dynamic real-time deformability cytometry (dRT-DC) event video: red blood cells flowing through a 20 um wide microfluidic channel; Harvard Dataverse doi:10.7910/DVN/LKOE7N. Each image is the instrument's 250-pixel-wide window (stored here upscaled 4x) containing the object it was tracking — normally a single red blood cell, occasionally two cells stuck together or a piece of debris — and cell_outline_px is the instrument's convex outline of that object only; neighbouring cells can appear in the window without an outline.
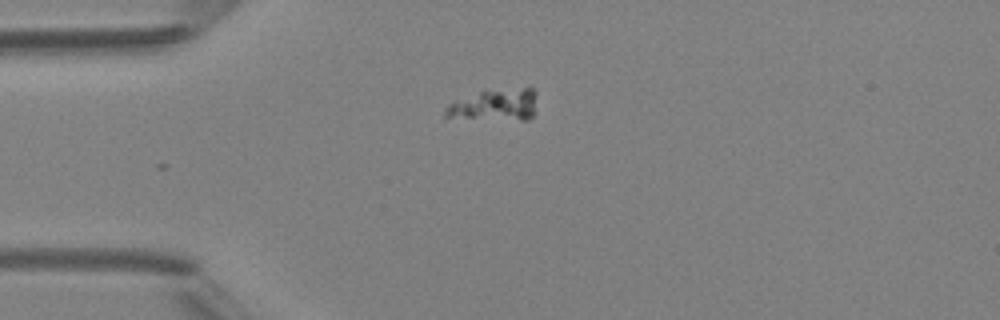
{"species": "Egyptian fruit bat (a non-hibernating species)", "species_latin": "Rousettus aegyptiacus", "temperature_condition": "room temperature", "stored_images_in_passage": 4, "camera_frame_rate_fps": 3000, "um_per_image_px": 0.085, "animal": {"sex": "female"}, "frame": {"image": 1, "passage_image": 1, "time_ms": 0.0, "image_size_px": [1000, 320], "cell_outline_px": [[536, 112], [528, 120], [520, 120], [444, 116], [444, 108], [448, 104], [456, 100], [480, 92], [524, 88], [532, 88], [536, 92]], "centroid_in_image_um": [42.13, 8.93], "position_along_channel_um": 42.9, "area_um2": 16.53}}
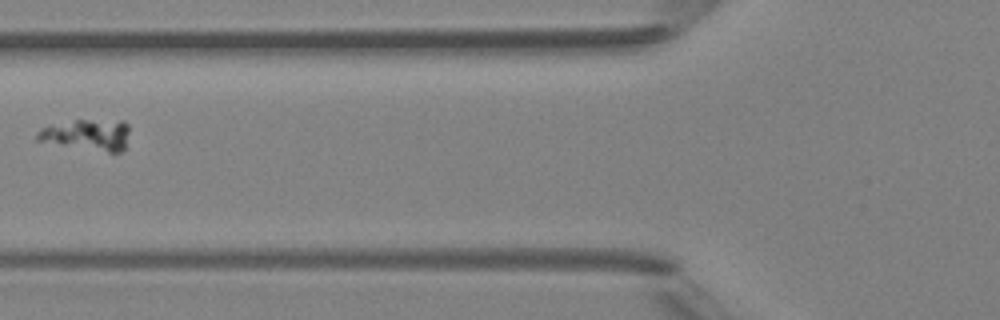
{"frame": {"image": 2, "passage_image": 3, "time_ms": 2.333, "image_size_px": [1000, 320], "cell_outline_px": [[128, 132], [124, 148], [120, 152], [108, 152], [36, 140], [36, 132], [40, 128], [76, 120], [124, 120], [128, 124]], "centroid_in_image_um": [7.45, 11.44], "position_along_channel_um": 118.4, "area_um2": 16.36}}
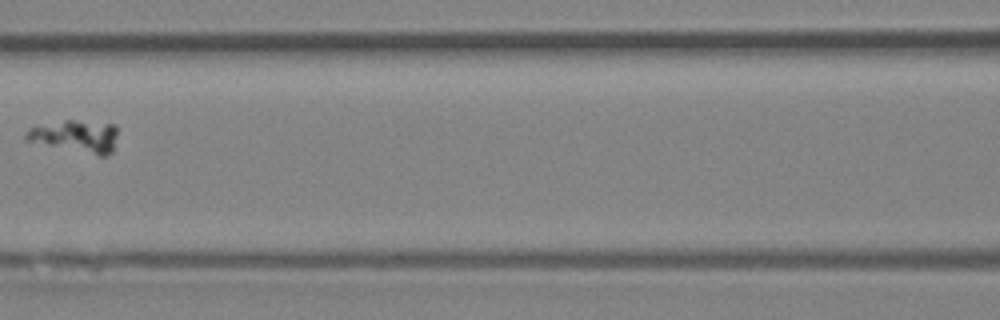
{"frame": {"image": 3, "passage_image": 4, "time_ms": 3.333, "image_size_px": [1000, 320], "cell_outline_px": [[116, 136], [112, 152], [104, 156], [100, 156], [24, 140], [24, 136], [28, 128], [36, 124], [64, 120], [72, 120], [116, 124]], "centroid_in_image_um": [6.39, 11.56], "position_along_channel_um": 160.2, "area_um2": 17.34}}